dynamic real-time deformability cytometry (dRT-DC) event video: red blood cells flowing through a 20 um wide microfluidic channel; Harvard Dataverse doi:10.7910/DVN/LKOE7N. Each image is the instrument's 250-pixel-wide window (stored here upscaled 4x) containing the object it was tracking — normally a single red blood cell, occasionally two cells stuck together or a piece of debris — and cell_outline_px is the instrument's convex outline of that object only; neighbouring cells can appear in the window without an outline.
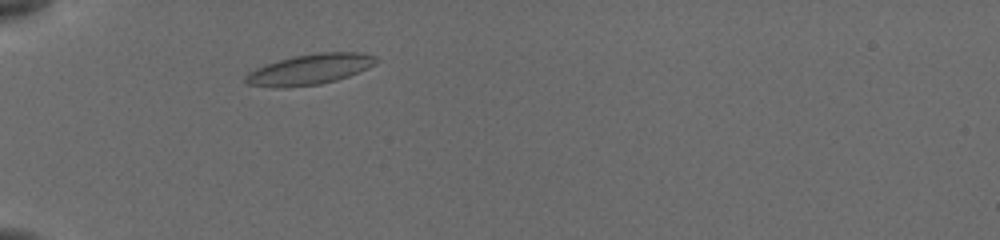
{"species": "common noctule bat (a hibernating species)", "species_latin": "Nyctalus noctula", "temperature_condition": "cold", "stored_images_in_passage": 42, "camera_frame_rate_fps": 3000, "um_per_image_px": 0.085, "animal": {"sex": "female", "body_mass_g": 19.5, "forearm_length_mm": 54.1}, "frame": {"image": 1, "passage_image": 6, "time_ms": 1.667, "image_size_px": [1000, 240], "cell_outline_px": [[380, 60], [376, 64], [368, 68], [348, 76], [336, 80], [320, 84], [288, 88], [272, 88], [248, 84], [244, 80], [244, 76], [248, 72], [264, 64], [292, 56], [316, 52], [360, 52], [376, 56]], "centroid_in_image_um": [26.32, 5.89], "position_along_channel_um": 58.7, "area_um2": 23.64}}
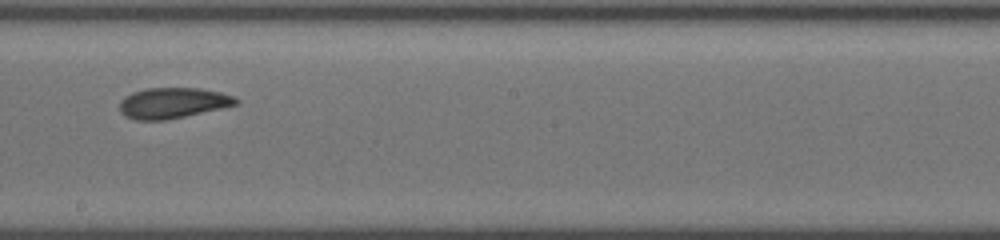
{"frame": {"image": 2, "passage_image": 21, "time_ms": 6.667, "image_size_px": [1000, 240], "cell_outline_px": [[240, 104], [168, 120], [136, 120], [124, 116], [120, 112], [120, 100], [124, 96], [132, 92], [144, 88], [200, 88], [220, 92], [236, 96], [240, 100]], "centroid_in_image_um": [14.7, 8.75], "position_along_channel_um": 233.5, "area_um2": 21.15}}
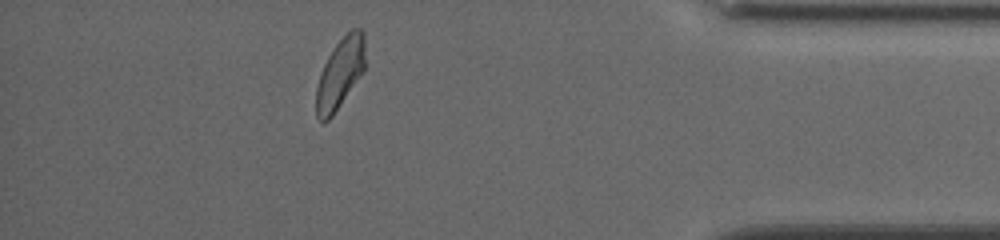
{"frame": {"image": 3, "passage_image": 37, "time_ms": 12.0, "image_size_px": [1000, 240], "cell_outline_px": [[364, 68], [332, 116], [328, 120], [320, 120], [316, 116], [316, 88], [320, 72], [328, 56], [336, 44], [352, 28], [360, 28], [364, 32]], "centroid_in_image_um": [28.88, 6.21], "position_along_channel_um": 406.3, "area_um2": 19.48}, "authors_computed_cell_mechanics": {"area_um2": 20.8947, "velocity_mm_per_s": 3.8304, "shape_relaxation_time_tau1_ms": 5.1657, "shape_relaxation_time_tau2_ms": 2.2546, "deformation_change_tau1": 0.1167, "deformation_change_tau2": 0.0704}}